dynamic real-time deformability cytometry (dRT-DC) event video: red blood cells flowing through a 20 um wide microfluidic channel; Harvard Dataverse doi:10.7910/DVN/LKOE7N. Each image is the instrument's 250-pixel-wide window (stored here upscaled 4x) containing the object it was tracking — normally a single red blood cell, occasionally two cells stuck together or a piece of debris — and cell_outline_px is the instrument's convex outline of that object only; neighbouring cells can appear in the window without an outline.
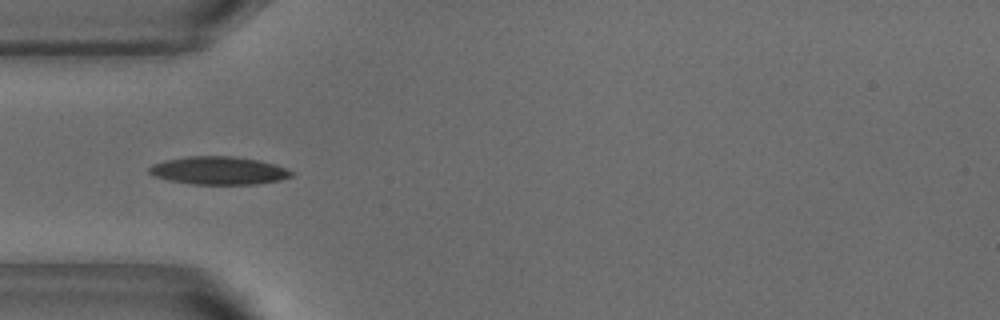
{"species": "common noctule bat (a hibernating species)", "species_latin": "Nyctalus noctula", "temperature_condition": "warm", "stored_images_in_passage": 37, "camera_frame_rate_fps": 3000, "um_per_image_px": 0.085, "animal": {"sex": "male", "body_mass_g": 18.8}, "frame": {"image": 1, "passage_image": 1, "time_ms": 0.0, "image_size_px": [1000, 320], "cell_outline_px": [[292, 176], [280, 180], [256, 184], [192, 184], [168, 180], [156, 176], [148, 172], [148, 168], [152, 164], [164, 160], [188, 156], [232, 156], [260, 160], [276, 164], [292, 172]], "centroid_in_image_um": [18.57, 14.49], "position_along_channel_um": 66.4, "area_um2": 23.18}}
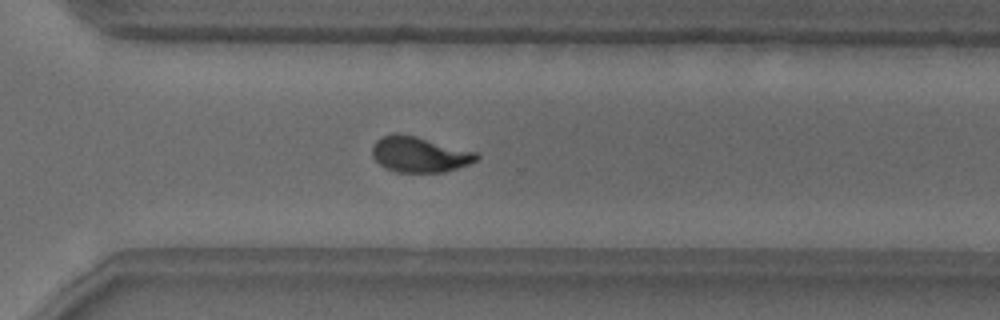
{"frame": {"image": 2, "passage_image": 22, "time_ms": 7.0, "image_size_px": [1000, 320], "cell_outline_px": [[480, 156], [476, 160], [468, 164], [444, 172], [396, 172], [384, 168], [372, 156], [372, 144], [376, 140], [392, 132], [400, 132], [416, 136], [476, 152]], "centroid_in_image_um": [35.6, 13.11], "position_along_channel_um": 335.0, "area_um2": 21.68}}
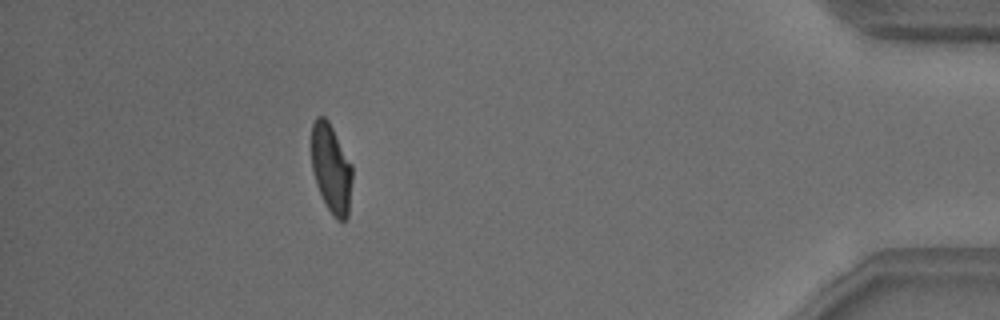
{"frame": {"image": 3, "passage_image": 32, "time_ms": 10.333, "image_size_px": [1000, 320], "cell_outline_px": [[352, 180], [348, 216], [344, 220], [336, 220], [328, 208], [316, 184], [312, 168], [312, 124], [316, 116], [324, 116], [328, 120], [352, 164]], "centroid_in_image_um": [28.16, 14.31], "position_along_channel_um": 407.0, "area_um2": 20.98}, "authors_computed_cell_mechanics": {"area_um2": 21.9062, "velocity_mm_per_s": 3.8301, "shape_relaxation_time_tau1_ms": 3.0239, "shape_relaxation_time_tau2_ms": 0.9567, "deformation_change_tau1": 0.1558, "deformation_change_tau2": 0.059}}